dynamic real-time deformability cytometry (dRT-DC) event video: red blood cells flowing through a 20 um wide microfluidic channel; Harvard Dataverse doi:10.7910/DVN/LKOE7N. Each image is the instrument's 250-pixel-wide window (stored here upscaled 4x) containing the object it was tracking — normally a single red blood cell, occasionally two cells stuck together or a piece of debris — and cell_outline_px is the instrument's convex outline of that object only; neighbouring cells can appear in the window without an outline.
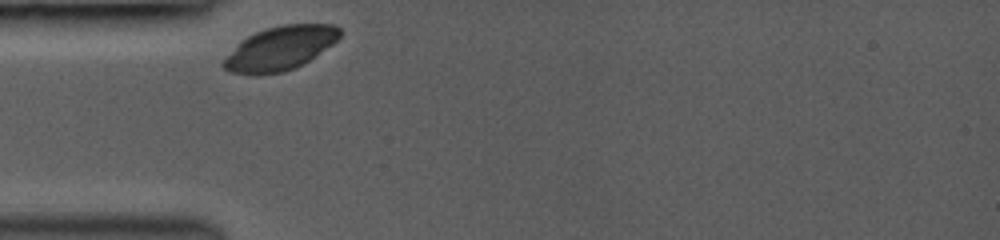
{"species": "common noctule bat (a hibernating species)", "species_latin": "Nyctalus noctula", "temperature_condition": "room temperature", "stored_images_in_passage": 2, "camera_frame_rate_fps": 3000, "um_per_image_px": 0.085, "animal": {"sex": "female", "body_mass_g": 19.0, "forearm_length_mm": 53.3}, "frame": {"image": 1, "passage_image": 1, "time_ms": 0.0, "image_size_px": [1000, 240], "cell_outline_px": [[344, 32], [332, 44], [296, 68], [284, 72], [252, 76], [232, 72], [224, 68], [220, 64], [240, 40], [256, 32], [268, 28], [284, 24], [332, 24], [340, 28]], "centroid_in_image_um": [23.79, 4.12], "position_along_channel_um": 61.2, "area_um2": 29.71}}